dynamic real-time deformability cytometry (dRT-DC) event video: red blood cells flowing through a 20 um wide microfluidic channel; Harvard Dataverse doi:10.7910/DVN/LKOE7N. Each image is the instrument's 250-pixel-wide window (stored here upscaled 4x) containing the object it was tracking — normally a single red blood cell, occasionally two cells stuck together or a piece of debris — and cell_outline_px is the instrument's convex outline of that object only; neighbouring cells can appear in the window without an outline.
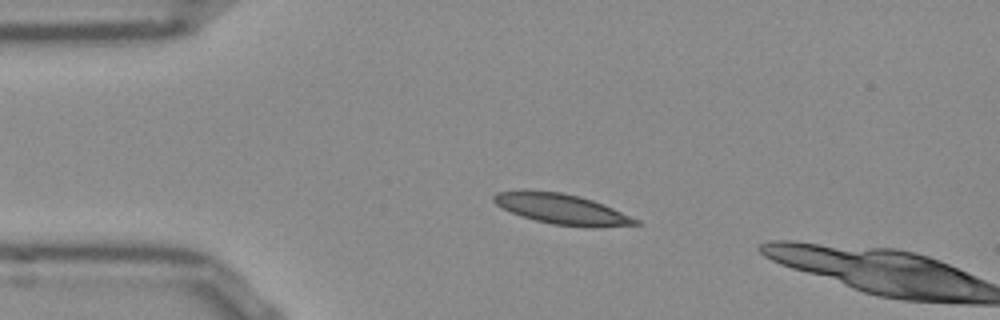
{"species": "Egyptian fruit bat (a non-hibernating species)", "species_latin": "Rousettus aegyptiacus", "temperature_condition": "room temperature", "stored_images_in_passage": 3, "camera_frame_rate_fps": 3000, "um_per_image_px": 0.085, "frame": {"image": 1, "passage_image": 1, "time_ms": 0.0, "image_size_px": [1000, 320], "cell_outline_px": [[640, 224], [584, 228], [552, 224], [520, 216], [496, 204], [492, 200], [492, 196], [496, 192], [520, 188], [524, 188], [560, 192], [580, 196], [604, 204], [640, 220]], "centroid_in_image_um": [47.7, 17.74], "position_along_channel_um": 37.3, "area_um2": 25.55}}